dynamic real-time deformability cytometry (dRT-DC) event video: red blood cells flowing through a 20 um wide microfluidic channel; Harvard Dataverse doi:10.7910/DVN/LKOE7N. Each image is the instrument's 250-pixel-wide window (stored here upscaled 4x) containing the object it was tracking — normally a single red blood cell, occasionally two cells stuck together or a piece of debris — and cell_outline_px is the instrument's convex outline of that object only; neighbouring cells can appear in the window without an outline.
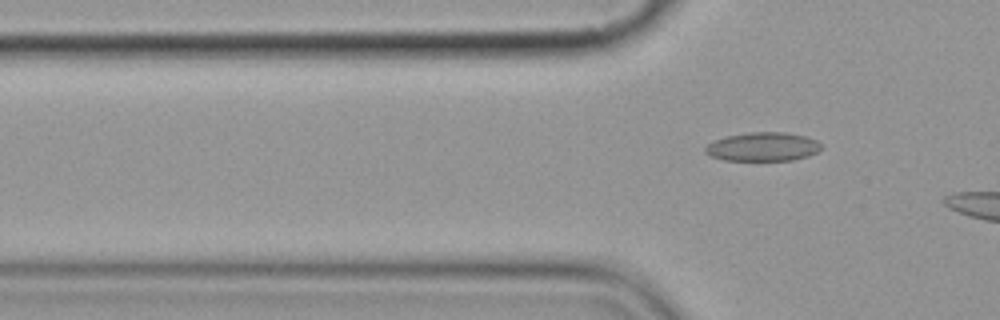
{"species": "common noctule bat (a hibernating species)", "species_latin": "Nyctalus noctula", "temperature_condition": "cold", "stored_images_in_passage": 6, "camera_frame_rate_fps": 3000, "um_per_image_px": 0.085, "animal": {"sex": "female", "body_mass_g": 19.9}, "frame": {"image": 1, "passage_image": 6, "time_ms": 6.667, "image_size_px": [1000, 320], "cell_outline_px": [[820, 148], [816, 152], [808, 156], [792, 160], [724, 160], [712, 156], [704, 152], [704, 148], [712, 140], [728, 136], [748, 132], [784, 132], [804, 136], [816, 140], [820, 144]], "centroid_in_image_um": [64.8, 12.47], "position_along_channel_um": 61.0, "area_um2": 19.31}}